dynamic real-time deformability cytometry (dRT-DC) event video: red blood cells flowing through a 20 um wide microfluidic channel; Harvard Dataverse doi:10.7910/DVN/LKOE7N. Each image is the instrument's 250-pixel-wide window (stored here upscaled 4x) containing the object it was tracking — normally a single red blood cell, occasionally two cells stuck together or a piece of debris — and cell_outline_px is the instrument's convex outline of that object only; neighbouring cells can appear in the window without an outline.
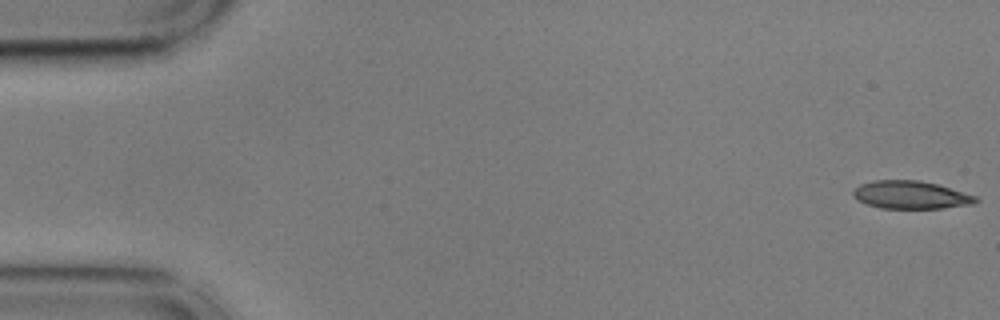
{"species": "common noctule bat (a hibernating species)", "species_latin": "Nyctalus noctula", "temperature_condition": "cold", "stored_images_in_passage": 3, "camera_frame_rate_fps": 3000, "um_per_image_px": 0.085, "animal": {"sex": "male", "body_mass_g": 17.9, "forearm_length_mm": 54.2}, "frame": {"image": 1, "passage_image": 3, "time_ms": 0.667, "image_size_px": [1000, 320], "cell_outline_px": [[980, 200], [972, 204], [944, 208], [880, 208], [864, 204], [856, 200], [852, 192], [860, 184], [872, 180], [920, 180], [936, 184], [976, 196]], "centroid_in_image_um": [77.38, 16.57], "position_along_channel_um": 7.6, "area_um2": 19.94}}